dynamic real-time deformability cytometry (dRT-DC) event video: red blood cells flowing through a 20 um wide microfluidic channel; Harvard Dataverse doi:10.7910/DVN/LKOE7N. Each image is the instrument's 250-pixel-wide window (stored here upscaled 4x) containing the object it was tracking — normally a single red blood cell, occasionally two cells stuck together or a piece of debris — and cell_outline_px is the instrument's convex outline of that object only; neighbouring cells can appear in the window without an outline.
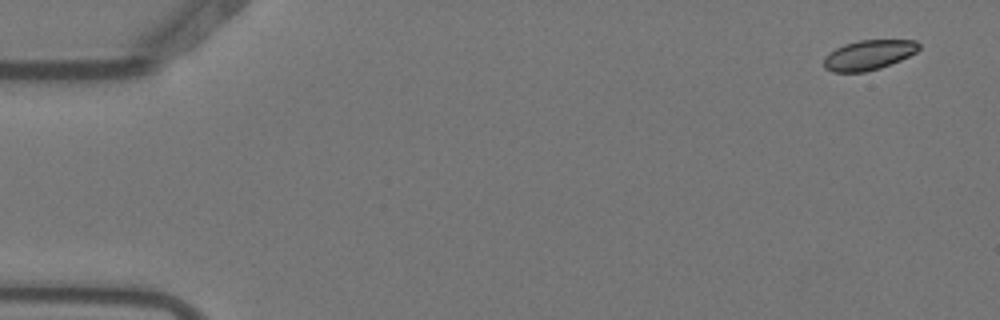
{"species": "Egyptian fruit bat (a non-hibernating species)", "species_latin": "Rousettus aegyptiacus", "temperature_condition": "warm", "stored_images_in_passage": 5, "camera_frame_rate_fps": 3000, "um_per_image_px": 0.085, "animal": {"sex": "female"}, "frame": {"image": 1, "passage_image": 1, "time_ms": 0.0, "image_size_px": [1000, 320], "cell_outline_px": [[920, 48], [916, 52], [900, 60], [880, 68], [864, 72], [832, 72], [824, 68], [824, 56], [828, 52], [844, 44], [860, 40], [916, 40], [920, 44]], "centroid_in_image_um": [73.82, 4.67], "position_along_channel_um": 11.2, "area_um2": 16.59}}
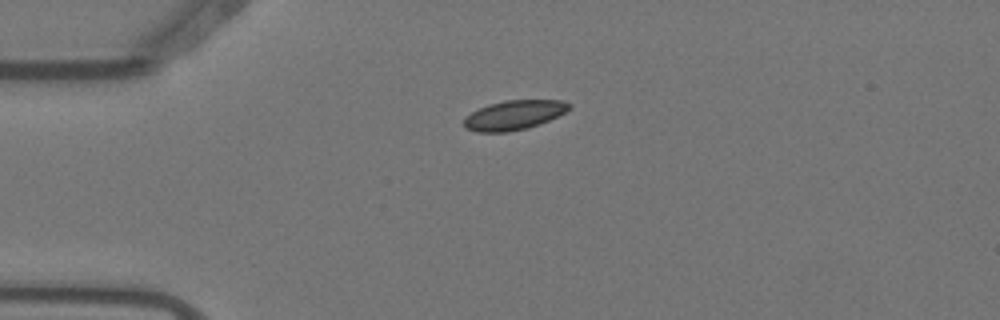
{"frame": {"image": 2, "passage_image": 4, "time_ms": 1.0, "image_size_px": [1000, 320], "cell_outline_px": [[572, 104], [564, 112], [548, 120], [528, 128], [508, 132], [476, 132], [464, 128], [464, 116], [488, 104], [504, 100], [564, 100]], "centroid_in_image_um": [43.64, 9.78], "position_along_channel_um": 41.4, "area_um2": 18.03}}